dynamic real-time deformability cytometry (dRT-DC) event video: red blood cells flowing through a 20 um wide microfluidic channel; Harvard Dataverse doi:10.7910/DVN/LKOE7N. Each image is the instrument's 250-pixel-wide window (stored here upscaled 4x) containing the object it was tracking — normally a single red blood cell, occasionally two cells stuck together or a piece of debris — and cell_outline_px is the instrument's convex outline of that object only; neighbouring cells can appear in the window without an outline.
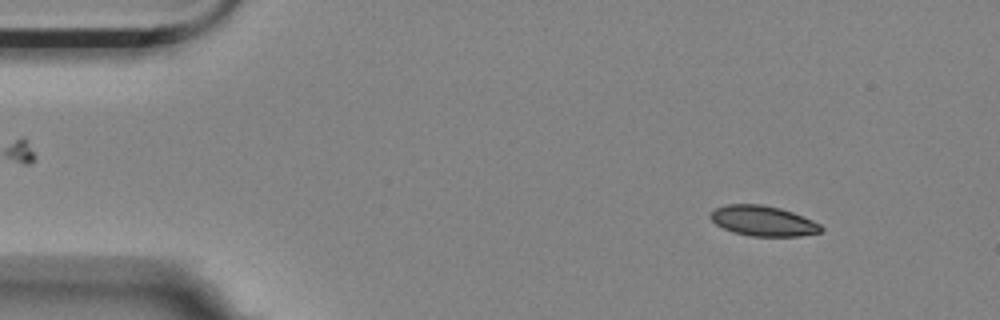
{"species": "Egyptian fruit bat (a non-hibernating species)", "species_latin": "Rousettus aegyptiacus", "temperature_condition": "room temperature", "stored_images_in_passage": 56, "camera_frame_rate_fps": 3000, "um_per_image_px": 0.085, "animal": {"sex": "female"}, "frame": {"image": 1, "passage_image": 6, "time_ms": 1.667, "image_size_px": [1000, 320], "cell_outline_px": [[824, 228], [820, 232], [800, 236], [752, 236], [732, 232], [716, 224], [708, 216], [716, 208], [728, 204], [764, 204], [780, 208], [792, 212], [812, 220], [820, 224]], "centroid_in_image_um": [64.86, 18.77], "position_along_channel_um": 20.1, "area_um2": 19.42}}
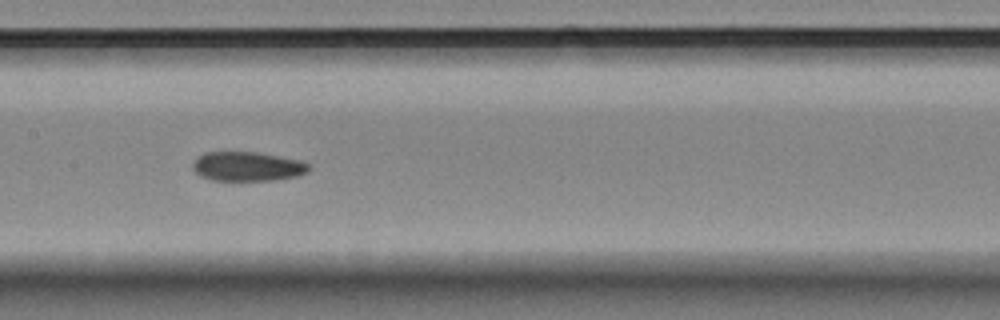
{"frame": {"image": 2, "passage_image": 27, "time_ms": 8.667, "image_size_px": [1000, 320], "cell_outline_px": [[312, 168], [308, 172], [296, 176], [276, 180], [212, 180], [200, 176], [192, 168], [192, 164], [196, 156], [204, 152], [256, 152], [300, 160], [308, 164]], "centroid_in_image_um": [21.01, 14.14], "position_along_channel_um": 186.4, "area_um2": 19.94}}
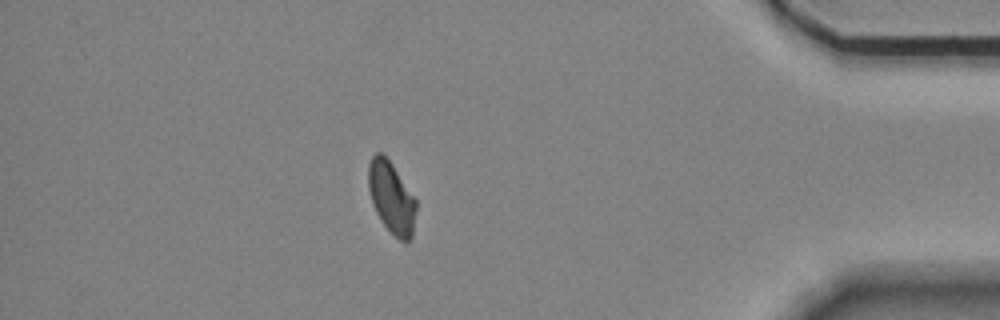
{"frame": {"image": 3, "passage_image": 49, "time_ms": 16.0, "image_size_px": [1000, 320], "cell_outline_px": [[416, 208], [412, 236], [408, 240], [400, 240], [380, 220], [372, 204], [368, 188], [368, 164], [372, 156], [376, 152], [384, 152], [416, 200]], "centroid_in_image_um": [33.24, 16.74], "position_along_channel_um": 402.0, "area_um2": 19.77}, "authors_computed_cell_mechanics": {"area_um2": 20.2589, "velocity_mm_per_s": 3.4992, "shape_relaxation_time_tau1_ms": null, "shape_relaxation_time_tau2_ms": 4.5025, "deformation_change_tau1": null, "deformation_change_tau2": 0.0686}}